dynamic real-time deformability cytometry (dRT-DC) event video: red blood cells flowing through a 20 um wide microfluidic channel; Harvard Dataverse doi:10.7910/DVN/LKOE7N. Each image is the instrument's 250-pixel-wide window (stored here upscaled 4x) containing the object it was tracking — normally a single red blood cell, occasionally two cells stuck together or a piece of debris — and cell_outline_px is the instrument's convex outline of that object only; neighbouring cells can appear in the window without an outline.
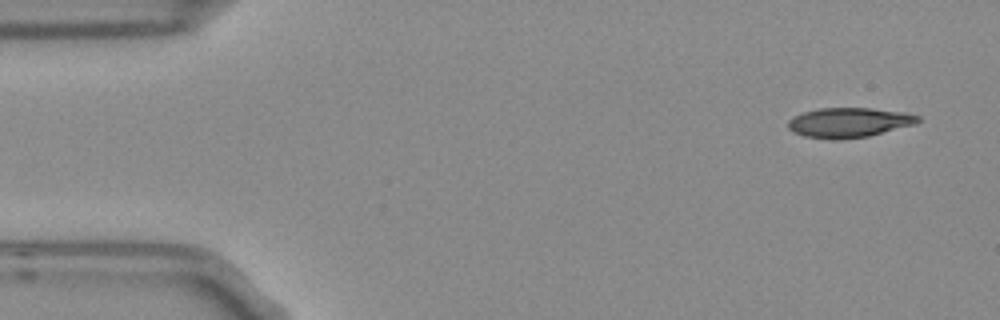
{"species": "Egyptian fruit bat (a non-hibernating species)", "species_latin": "Rousettus aegyptiacus", "temperature_condition": "room temperature", "stored_images_in_passage": 4, "camera_frame_rate_fps": 3000, "um_per_image_px": 0.085, "frame": {"image": 1, "passage_image": 1, "time_ms": 0.0, "image_size_px": [1000, 320], "cell_outline_px": [[920, 120], [916, 124], [868, 136], [804, 136], [788, 128], [788, 120], [792, 116], [804, 112], [820, 108], [868, 108], [904, 112], [920, 116]], "centroid_in_image_um": [72.21, 10.36], "position_along_channel_um": 12.8, "area_um2": 21.5}}
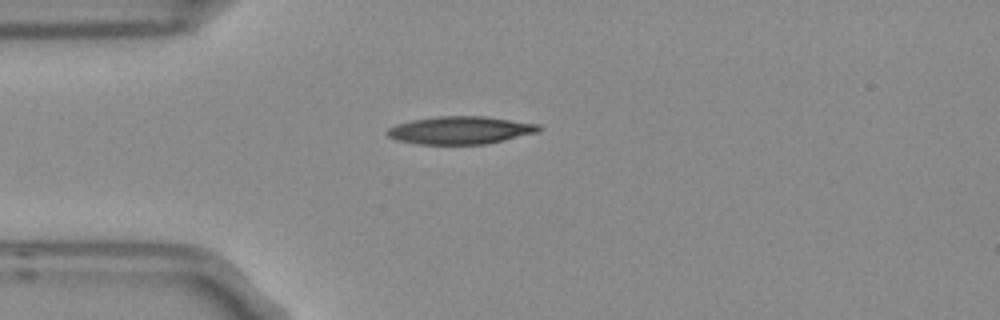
{"frame": {"image": 2, "passage_image": 4, "time_ms": 1.0, "image_size_px": [1000, 320], "cell_outline_px": [[544, 128], [536, 132], [504, 140], [484, 144], [420, 144], [396, 140], [388, 136], [388, 128], [396, 124], [412, 120], [436, 116], [484, 116], [540, 124]], "centroid_in_image_um": [39.14, 11.06], "position_along_channel_um": 45.9, "area_um2": 24.39}}